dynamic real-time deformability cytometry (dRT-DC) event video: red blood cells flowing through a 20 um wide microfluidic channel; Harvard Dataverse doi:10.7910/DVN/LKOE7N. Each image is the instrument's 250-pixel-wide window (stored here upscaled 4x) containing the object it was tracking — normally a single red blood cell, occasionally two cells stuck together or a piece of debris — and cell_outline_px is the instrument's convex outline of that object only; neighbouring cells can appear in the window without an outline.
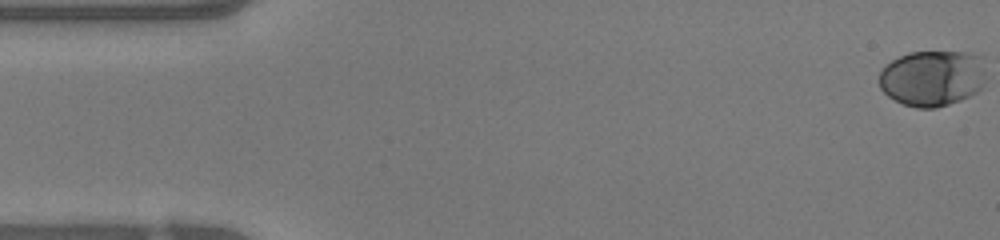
{"species": "human", "species_latin": "Homo sapiens", "temperature_condition": "warm", "stored_images_in_passage": 48, "camera_frame_rate_fps": 3000, "um_per_image_px": 0.085, "donor": {"sex": "female"}, "frame": {"image": 1, "passage_image": 1, "time_ms": 0.0, "image_size_px": [1000, 240], "cell_outline_px": [[984, 80], [980, 88], [976, 92], [960, 100], [936, 108], [916, 108], [904, 104], [888, 96], [880, 88], [880, 72], [892, 60], [908, 52], [968, 52], [984, 56]], "centroid_in_image_um": [79.27, 6.63], "position_along_channel_um": 5.7, "area_um2": 34.85}}
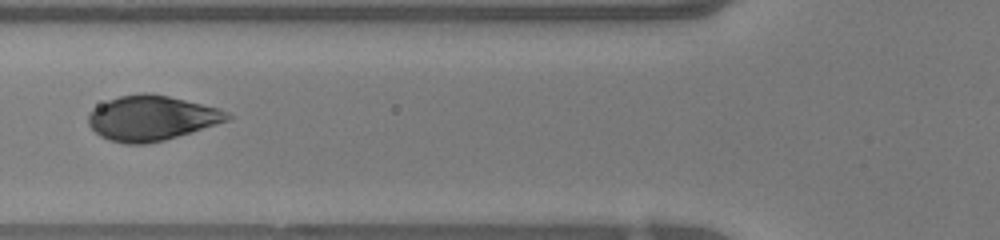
{"frame": {"image": 2, "passage_image": 18, "time_ms": 5.667, "image_size_px": [1000, 240], "cell_outline_px": [[232, 116], [228, 120], [192, 132], [164, 140], [144, 144], [124, 144], [108, 140], [100, 136], [88, 124], [88, 112], [100, 104], [108, 100], [120, 96], [144, 92], [148, 92], [168, 96], [220, 108]], "centroid_in_image_um": [12.85, 10.04], "position_along_channel_um": 112.9, "area_um2": 36.36}}
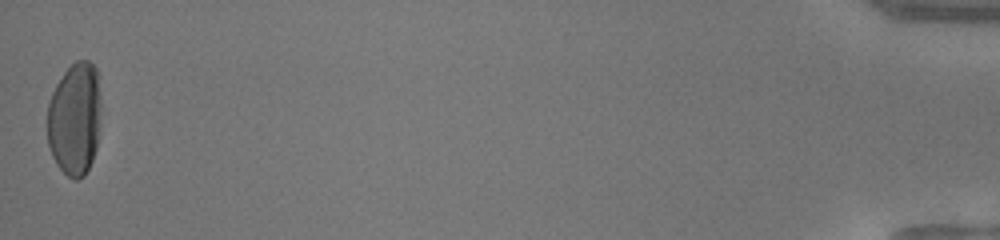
{"frame": {"image": 3, "passage_image": 48, "time_ms": 15.667, "image_size_px": [1000, 240], "cell_outline_px": [[100, 124], [96, 148], [92, 160], [84, 176], [76, 180], [72, 180], [56, 164], [52, 156], [48, 144], [48, 104], [52, 92], [56, 84], [64, 72], [76, 60], [88, 60], [96, 68], [100, 96]], "centroid_in_image_um": [6.36, 10.11], "position_along_channel_um": 428.8, "area_um2": 35.55}}